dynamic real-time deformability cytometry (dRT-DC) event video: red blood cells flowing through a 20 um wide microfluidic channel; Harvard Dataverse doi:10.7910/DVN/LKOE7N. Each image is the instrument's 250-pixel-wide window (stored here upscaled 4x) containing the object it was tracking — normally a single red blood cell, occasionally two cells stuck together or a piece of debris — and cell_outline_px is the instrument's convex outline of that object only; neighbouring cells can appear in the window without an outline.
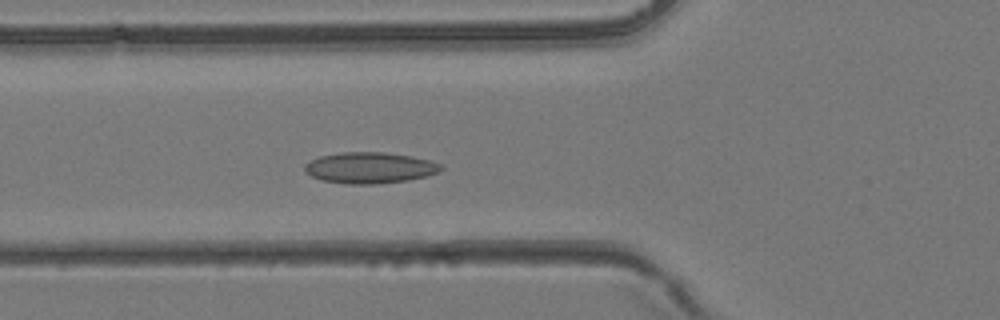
{"species": "common noctule bat (a hibernating species)", "species_latin": "Nyctalus noctula", "temperature_condition": "room temperature", "stored_images_in_passage": 33, "camera_frame_rate_fps": 3000, "um_per_image_px": 0.085, "animal": {"sex": "female", "body_mass_g": 24.6, "forearm_length_mm": 56.2}, "frame": {"image": 1, "passage_image": 8, "time_ms": 2.333, "image_size_px": [1000, 320], "cell_outline_px": [[444, 168], [436, 172], [424, 176], [408, 180], [372, 184], [344, 184], [320, 180], [304, 172], [304, 164], [320, 156], [340, 152], [384, 152], [412, 156], [444, 164]], "centroid_in_image_um": [31.4, 14.26], "position_along_channel_um": 94.4, "area_um2": 24.74}}
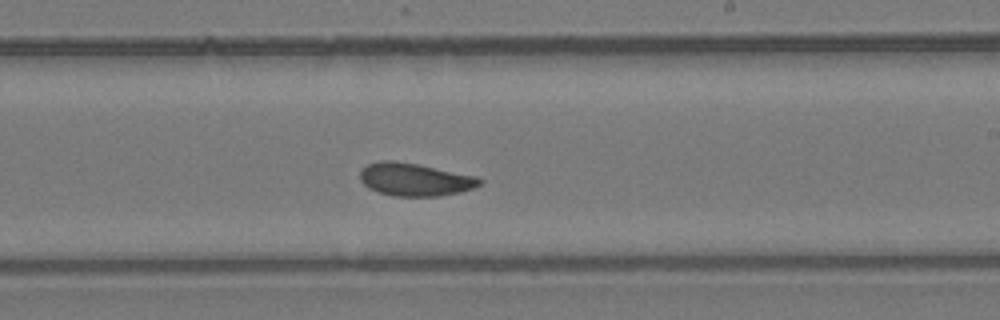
{"frame": {"image": 2, "passage_image": 18, "time_ms": 5.667, "image_size_px": [1000, 320], "cell_outline_px": [[484, 180], [480, 184], [472, 188], [460, 192], [440, 196], [392, 196], [368, 188], [360, 180], [360, 172], [368, 164], [380, 160], [396, 160], [476, 176]], "centroid_in_image_um": [35.25, 15.26], "position_along_channel_um": 253.8, "area_um2": 22.77}}
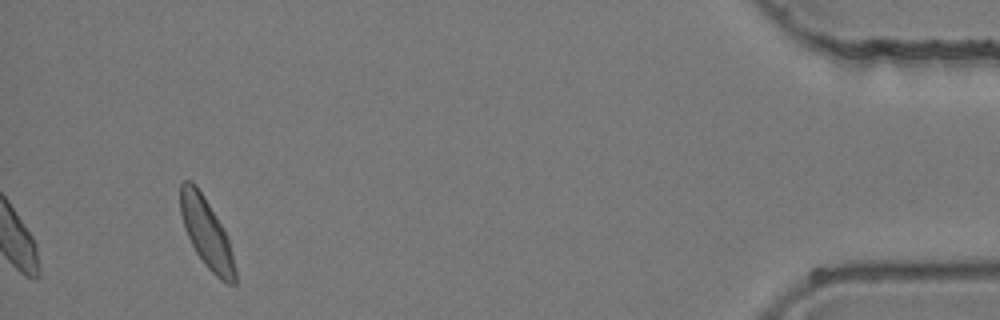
{"frame": {"image": 3, "passage_image": 33, "time_ms": 10.667, "image_size_px": [1000, 320], "cell_outline_px": [[236, 284], [228, 284], [220, 280], [204, 264], [196, 252], [184, 228], [180, 212], [180, 184], [184, 180], [188, 180], [196, 184], [224, 228], [228, 236], [232, 252], [236, 272]], "centroid_in_image_um": [17.56, 19.81], "position_along_channel_um": 417.6, "area_um2": 22.25}}